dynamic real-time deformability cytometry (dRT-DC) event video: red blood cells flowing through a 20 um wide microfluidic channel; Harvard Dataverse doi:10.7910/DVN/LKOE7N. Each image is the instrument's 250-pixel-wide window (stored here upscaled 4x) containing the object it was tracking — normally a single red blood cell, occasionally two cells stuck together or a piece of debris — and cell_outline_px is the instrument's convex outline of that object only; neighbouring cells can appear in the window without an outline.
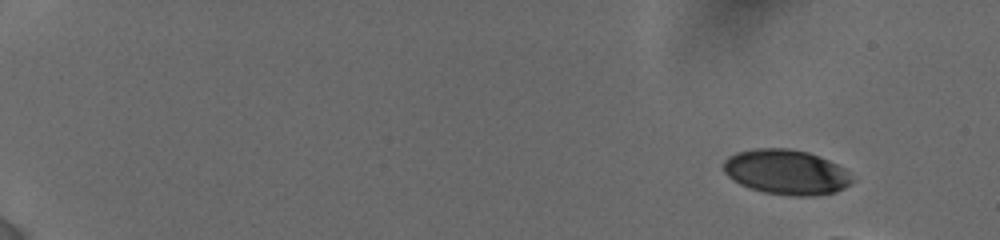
{"species": "human", "species_latin": "Homo sapiens", "temperature_condition": "cold", "stored_images_in_passage": 6, "camera_frame_rate_fps": 3000, "um_per_image_px": 0.085, "donor": {"sex": "female"}, "frame": {"image": 1, "passage_image": 1, "time_ms": 0.0, "image_size_px": [1000, 240], "cell_outline_px": [[852, 180], [844, 188], [836, 192], [812, 196], [792, 196], [764, 192], [748, 188], [732, 180], [724, 172], [724, 160], [728, 156], [736, 152], [756, 148], [788, 148], [808, 152], [828, 160], [844, 168], [848, 172]], "centroid_in_image_um": [66.79, 14.63], "position_along_channel_um": 18.2, "area_um2": 33.7}}